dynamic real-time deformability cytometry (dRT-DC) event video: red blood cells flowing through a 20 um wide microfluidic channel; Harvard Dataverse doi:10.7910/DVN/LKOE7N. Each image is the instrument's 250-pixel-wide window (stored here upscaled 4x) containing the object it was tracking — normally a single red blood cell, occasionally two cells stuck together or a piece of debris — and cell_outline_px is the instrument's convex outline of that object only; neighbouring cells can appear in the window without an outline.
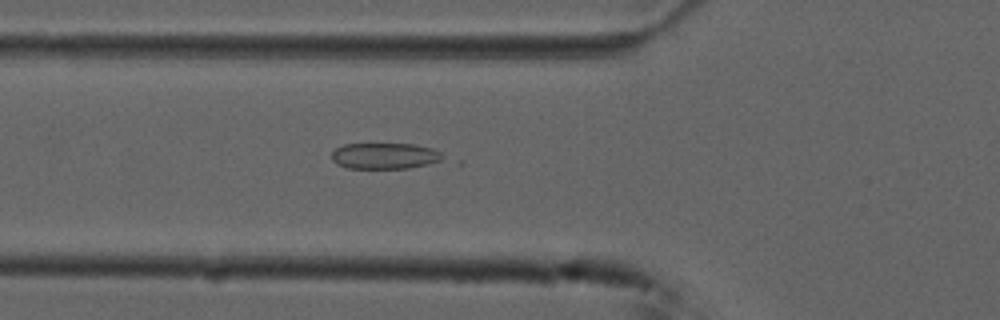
{"species": "common noctule bat (a hibernating species)", "species_latin": "Nyctalus noctula", "temperature_condition": "cold", "stored_images_in_passage": 53, "camera_frame_rate_fps": 3000, "um_per_image_px": 0.085, "animal": {"sex": "male", "forearm_length_mm": 52.5}, "frame": {"image": 1, "passage_image": 18, "time_ms": 5.667, "image_size_px": [1000, 320], "cell_outline_px": [[444, 156], [440, 160], [428, 164], [408, 168], [348, 168], [336, 164], [332, 160], [332, 152], [336, 148], [344, 144], [416, 144], [432, 148], [440, 152]], "centroid_in_image_um": [32.69, 13.25], "position_along_channel_um": 93.1, "area_um2": 16.82}}
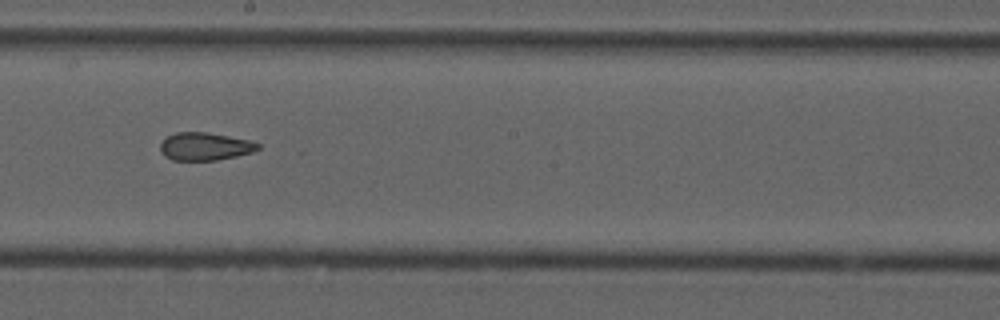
{"frame": {"image": 2, "passage_image": 29, "time_ms": 9.333, "image_size_px": [1000, 320], "cell_outline_px": [[260, 148], [252, 152], [236, 156], [216, 160], [172, 160], [164, 156], [160, 152], [160, 144], [168, 136], [176, 132], [208, 132], [252, 140], [260, 144]], "centroid_in_image_um": [17.43, 12.44], "position_along_channel_um": 230.8, "area_um2": 15.95}}
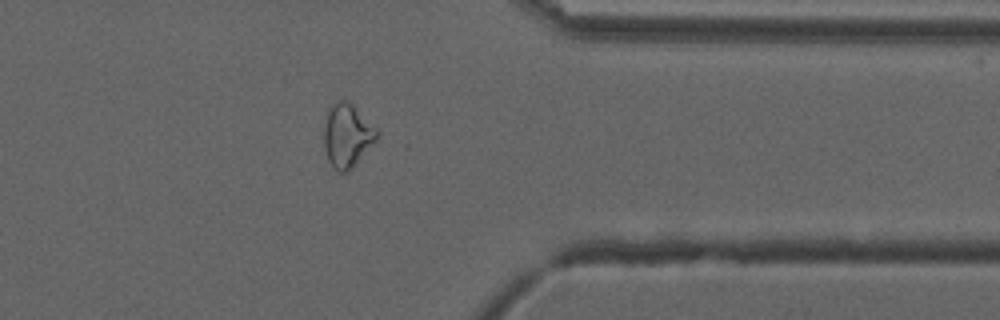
{"frame": {"image": 3, "passage_image": 42, "time_ms": 13.667, "image_size_px": [1000, 320], "cell_outline_px": [[380, 136], [348, 172], [340, 172], [332, 168], [328, 160], [324, 144], [324, 124], [328, 108], [332, 104], [340, 100], [344, 100], [352, 104], [380, 132]], "centroid_in_image_um": [29.5, 11.53], "position_along_channel_um": 381.9, "area_um2": 19.54}, "authors_computed_cell_mechanics": {"area_um2": 19.9988, "velocity_mm_per_s": 3.7426, "shape_relaxation_time_tau1_ms": null, "shape_relaxation_time_tau2_ms": 3.4621, "deformation_change_tau1": null, "deformation_change_tau2": 0.0872}}